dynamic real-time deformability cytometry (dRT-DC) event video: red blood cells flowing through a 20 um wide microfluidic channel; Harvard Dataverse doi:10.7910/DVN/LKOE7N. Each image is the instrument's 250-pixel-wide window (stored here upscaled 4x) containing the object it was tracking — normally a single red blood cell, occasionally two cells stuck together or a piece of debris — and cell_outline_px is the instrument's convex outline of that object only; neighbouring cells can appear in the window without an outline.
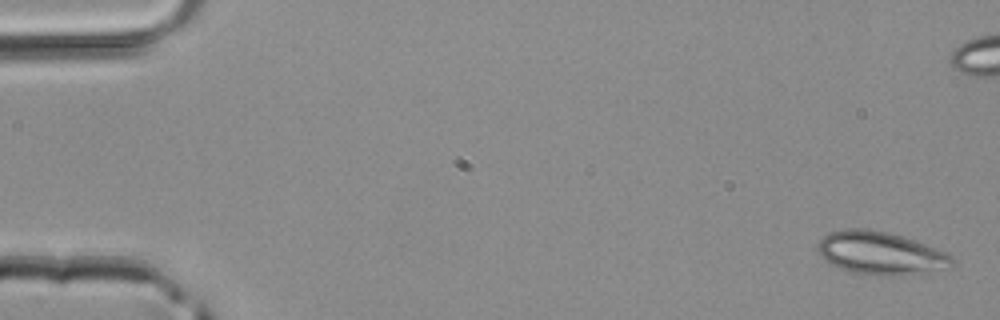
{"species": "common noctule bat (a hibernating species)", "species_latin": "Nyctalus noctula", "temperature_condition": "room temperature", "stored_images_in_passage": 4, "camera_frame_rate_fps": 3000, "um_per_image_px": 0.085, "animal": {"sex": "male", "body_mass_g": 20.4}, "frame": {"image": 1, "passage_image": 1, "time_ms": 0.0, "image_size_px": [1000, 320], "cell_outline_px": [[952, 268], [904, 276], [880, 276], [852, 272], [840, 268], [824, 260], [816, 248], [816, 244], [828, 232], [848, 228], [864, 228], [888, 232], [904, 236], [944, 252], [952, 256]], "centroid_in_image_um": [74.83, 21.52], "position_along_channel_um": 10.2, "area_um2": 33.87}}